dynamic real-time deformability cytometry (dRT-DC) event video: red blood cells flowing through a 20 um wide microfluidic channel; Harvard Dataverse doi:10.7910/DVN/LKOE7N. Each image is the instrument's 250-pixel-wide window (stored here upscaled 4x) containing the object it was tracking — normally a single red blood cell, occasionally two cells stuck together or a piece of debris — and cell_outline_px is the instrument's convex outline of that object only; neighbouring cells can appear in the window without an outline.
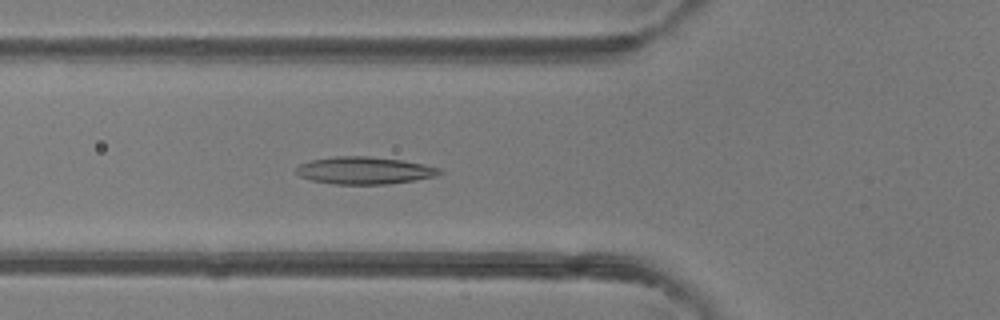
{"species": "common noctule bat (a hibernating species)", "species_latin": "Nyctalus noctula", "temperature_condition": "room temperature", "stored_images_in_passage": 38, "camera_frame_rate_fps": 3000, "um_per_image_px": 0.085, "animal": {"sex": "female"}, "frame": {"image": 1, "passage_image": 7, "time_ms": 2.0, "image_size_px": [1000, 320], "cell_outline_px": [[444, 172], [436, 176], [388, 184], [332, 184], [312, 180], [300, 176], [296, 172], [296, 168], [300, 164], [312, 160], [332, 156], [368, 156], [404, 160], [440, 168]], "centroid_in_image_um": [30.98, 14.48], "position_along_channel_um": 94.8, "area_um2": 22.77}}
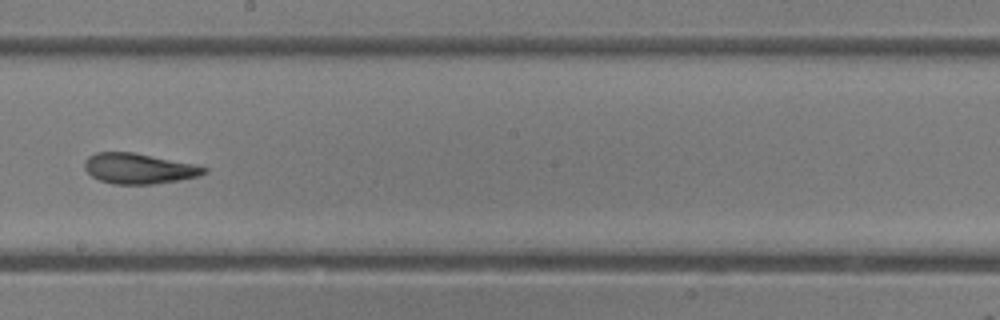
{"frame": {"image": 2, "passage_image": 17, "time_ms": 5.333, "image_size_px": [1000, 320], "cell_outline_px": [[208, 172], [196, 176], [176, 180], [152, 184], [112, 184], [100, 180], [92, 176], [84, 168], [84, 160], [88, 156], [96, 152], [132, 152], [196, 164], [208, 168]], "centroid_in_image_um": [11.77, 14.31], "position_along_channel_um": 236.4, "area_um2": 21.1}}
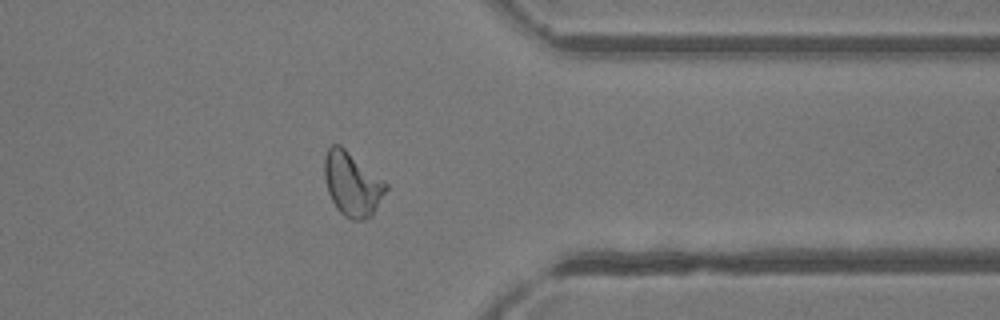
{"frame": {"image": 3, "passage_image": 28, "time_ms": 9.0, "image_size_px": [1000, 320], "cell_outline_px": [[388, 188], [372, 216], [364, 220], [352, 220], [344, 216], [336, 208], [328, 192], [324, 176], [324, 156], [328, 148], [332, 144], [340, 144], [388, 184]], "centroid_in_image_um": [29.93, 15.65], "position_along_channel_um": 381.5, "area_um2": 22.95}, "authors_computed_cell_mechanics": {"area_um2": 22.2241, "velocity_mm_per_s": 4.2403, "shape_relaxation_time_tau1_ms": null, "shape_relaxation_time_tau2_ms": 2.7783, "deformation_change_tau1": null, "deformation_change_tau2": 0.1149}}